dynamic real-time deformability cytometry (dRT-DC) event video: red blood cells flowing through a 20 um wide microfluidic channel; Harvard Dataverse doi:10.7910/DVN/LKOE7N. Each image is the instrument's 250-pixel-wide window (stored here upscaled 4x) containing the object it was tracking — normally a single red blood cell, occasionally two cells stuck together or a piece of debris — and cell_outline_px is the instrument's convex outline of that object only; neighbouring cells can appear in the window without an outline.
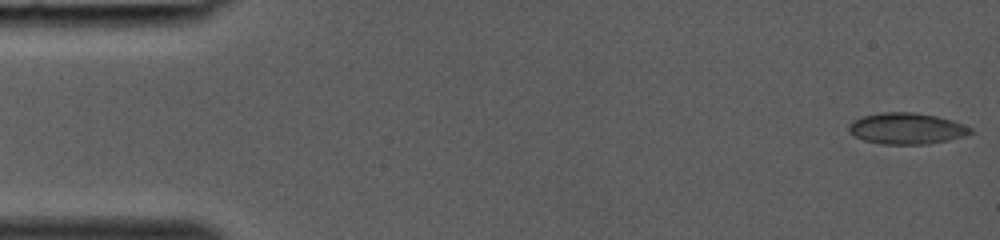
{"species": "common noctule bat (a hibernating species)", "species_latin": "Nyctalus noctula", "temperature_condition": "room temperature", "stored_images_in_passage": 38, "camera_frame_rate_fps": 3000, "um_per_image_px": 0.085, "animal": {"sex": "female", "body_mass_g": 19.0, "forearm_length_mm": 53.3}, "frame": {"image": 1, "passage_image": 1, "time_ms": 0.0, "image_size_px": [1000, 240], "cell_outline_px": [[972, 132], [964, 136], [948, 140], [928, 144], [880, 144], [864, 140], [848, 132], [848, 124], [852, 120], [864, 116], [880, 112], [912, 112], [936, 116], [952, 120], [972, 128]], "centroid_in_image_um": [77.03, 10.92], "position_along_channel_um": 8.0, "area_um2": 22.14}}
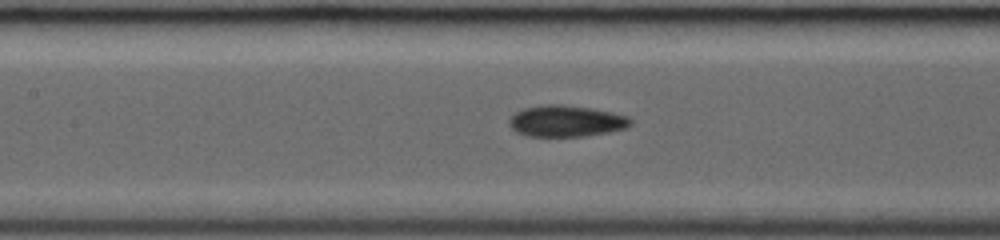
{"frame": {"image": 2, "passage_image": 18, "time_ms": 5.667, "image_size_px": [1000, 240], "cell_outline_px": [[632, 124], [628, 128], [588, 136], [528, 136], [516, 132], [508, 124], [508, 120], [520, 108], [544, 104], [564, 104], [592, 108], [612, 112], [628, 116], [632, 120]], "centroid_in_image_um": [48.13, 10.28], "position_along_channel_um": 159.3, "area_um2": 22.54}}
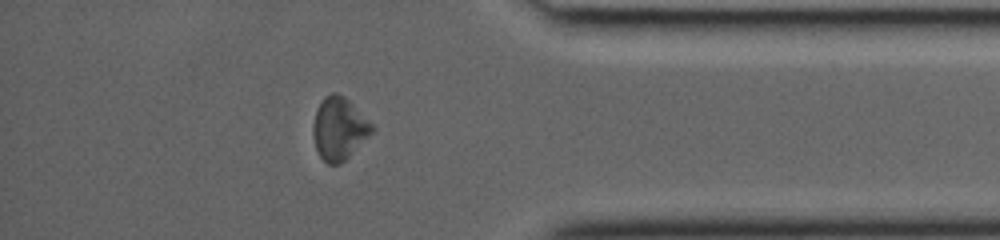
{"frame": {"image": 3, "passage_image": 33, "time_ms": 10.667, "image_size_px": [1000, 240], "cell_outline_px": [[376, 128], [340, 164], [328, 164], [320, 156], [316, 148], [312, 132], [312, 128], [316, 108], [324, 96], [332, 92], [336, 92], [344, 96]], "centroid_in_image_um": [28.79, 10.9], "position_along_channel_um": 406.4, "area_um2": 21.15}}